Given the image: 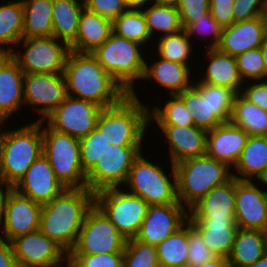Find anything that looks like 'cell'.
Listing matches in <instances>:
<instances>
[{"mask_svg": "<svg viewBox=\"0 0 267 267\" xmlns=\"http://www.w3.org/2000/svg\"><path fill=\"white\" fill-rule=\"evenodd\" d=\"M62 265H63V266H62ZM53 267H64V263L62 262L61 264L56 265V266H53Z\"/></svg>", "mask_w": 267, "mask_h": 267, "instance_id": "cell-65", "label": "cell"}, {"mask_svg": "<svg viewBox=\"0 0 267 267\" xmlns=\"http://www.w3.org/2000/svg\"><path fill=\"white\" fill-rule=\"evenodd\" d=\"M66 187L56 178L48 159L42 154L14 186L21 195L41 205L50 202Z\"/></svg>", "mask_w": 267, "mask_h": 267, "instance_id": "cell-19", "label": "cell"}, {"mask_svg": "<svg viewBox=\"0 0 267 267\" xmlns=\"http://www.w3.org/2000/svg\"><path fill=\"white\" fill-rule=\"evenodd\" d=\"M256 180H258V182L262 183V184H260L261 186L264 185L263 187L266 186V188H267V166L264 168L263 172L256 178Z\"/></svg>", "mask_w": 267, "mask_h": 267, "instance_id": "cell-57", "label": "cell"}, {"mask_svg": "<svg viewBox=\"0 0 267 267\" xmlns=\"http://www.w3.org/2000/svg\"><path fill=\"white\" fill-rule=\"evenodd\" d=\"M170 167L171 176L141 153L129 170L125 183L128 187L124 185L122 188L132 195L141 197L149 205L175 203L177 201L176 173L174 164L171 163Z\"/></svg>", "mask_w": 267, "mask_h": 267, "instance_id": "cell-7", "label": "cell"}, {"mask_svg": "<svg viewBox=\"0 0 267 267\" xmlns=\"http://www.w3.org/2000/svg\"><path fill=\"white\" fill-rule=\"evenodd\" d=\"M127 239L94 204L87 212L75 246L68 254L123 252Z\"/></svg>", "mask_w": 267, "mask_h": 267, "instance_id": "cell-11", "label": "cell"}, {"mask_svg": "<svg viewBox=\"0 0 267 267\" xmlns=\"http://www.w3.org/2000/svg\"><path fill=\"white\" fill-rule=\"evenodd\" d=\"M189 211L177 200L170 204L149 205L135 237L144 244L157 246L188 221Z\"/></svg>", "mask_w": 267, "mask_h": 267, "instance_id": "cell-15", "label": "cell"}, {"mask_svg": "<svg viewBox=\"0 0 267 267\" xmlns=\"http://www.w3.org/2000/svg\"><path fill=\"white\" fill-rule=\"evenodd\" d=\"M183 29L209 13L210 0H178L176 4Z\"/></svg>", "mask_w": 267, "mask_h": 267, "instance_id": "cell-48", "label": "cell"}, {"mask_svg": "<svg viewBox=\"0 0 267 267\" xmlns=\"http://www.w3.org/2000/svg\"><path fill=\"white\" fill-rule=\"evenodd\" d=\"M0 267H19L10 241L0 238Z\"/></svg>", "mask_w": 267, "mask_h": 267, "instance_id": "cell-53", "label": "cell"}, {"mask_svg": "<svg viewBox=\"0 0 267 267\" xmlns=\"http://www.w3.org/2000/svg\"><path fill=\"white\" fill-rule=\"evenodd\" d=\"M142 148V145L110 144L104 159L86 174L87 188L95 193L124 186L132 164L143 153Z\"/></svg>", "mask_w": 267, "mask_h": 267, "instance_id": "cell-12", "label": "cell"}, {"mask_svg": "<svg viewBox=\"0 0 267 267\" xmlns=\"http://www.w3.org/2000/svg\"><path fill=\"white\" fill-rule=\"evenodd\" d=\"M22 38L52 36L53 0H23Z\"/></svg>", "mask_w": 267, "mask_h": 267, "instance_id": "cell-32", "label": "cell"}, {"mask_svg": "<svg viewBox=\"0 0 267 267\" xmlns=\"http://www.w3.org/2000/svg\"><path fill=\"white\" fill-rule=\"evenodd\" d=\"M102 109L91 101L67 96L44 118L43 122L56 132L68 134L80 140L96 128Z\"/></svg>", "mask_w": 267, "mask_h": 267, "instance_id": "cell-13", "label": "cell"}, {"mask_svg": "<svg viewBox=\"0 0 267 267\" xmlns=\"http://www.w3.org/2000/svg\"><path fill=\"white\" fill-rule=\"evenodd\" d=\"M177 200L189 211L212 188L229 181L232 168L207 154L174 165Z\"/></svg>", "mask_w": 267, "mask_h": 267, "instance_id": "cell-5", "label": "cell"}, {"mask_svg": "<svg viewBox=\"0 0 267 267\" xmlns=\"http://www.w3.org/2000/svg\"><path fill=\"white\" fill-rule=\"evenodd\" d=\"M79 144L81 165L87 174L100 159H104L110 142L95 128L87 136L81 138Z\"/></svg>", "mask_w": 267, "mask_h": 267, "instance_id": "cell-42", "label": "cell"}, {"mask_svg": "<svg viewBox=\"0 0 267 267\" xmlns=\"http://www.w3.org/2000/svg\"><path fill=\"white\" fill-rule=\"evenodd\" d=\"M24 8L22 1L0 4V45L9 53L23 36Z\"/></svg>", "mask_w": 267, "mask_h": 267, "instance_id": "cell-34", "label": "cell"}, {"mask_svg": "<svg viewBox=\"0 0 267 267\" xmlns=\"http://www.w3.org/2000/svg\"><path fill=\"white\" fill-rule=\"evenodd\" d=\"M158 46L156 45L157 49L156 56L172 61L175 63H181L184 65H188L190 68H194L189 63L190 57L193 56L192 50H194V46L191 44L193 41L190 40L188 34L185 29L181 31L165 36L158 37ZM193 46V47H192ZM192 55V56H191Z\"/></svg>", "mask_w": 267, "mask_h": 267, "instance_id": "cell-38", "label": "cell"}, {"mask_svg": "<svg viewBox=\"0 0 267 267\" xmlns=\"http://www.w3.org/2000/svg\"><path fill=\"white\" fill-rule=\"evenodd\" d=\"M267 0H235L233 14L235 22H242L262 16L266 11Z\"/></svg>", "mask_w": 267, "mask_h": 267, "instance_id": "cell-50", "label": "cell"}, {"mask_svg": "<svg viewBox=\"0 0 267 267\" xmlns=\"http://www.w3.org/2000/svg\"><path fill=\"white\" fill-rule=\"evenodd\" d=\"M243 82L266 80L267 73L260 48L250 49L235 57Z\"/></svg>", "mask_w": 267, "mask_h": 267, "instance_id": "cell-44", "label": "cell"}, {"mask_svg": "<svg viewBox=\"0 0 267 267\" xmlns=\"http://www.w3.org/2000/svg\"><path fill=\"white\" fill-rule=\"evenodd\" d=\"M261 52L263 55V61H264V65H265L266 73H267V37L265 38L263 45L261 46Z\"/></svg>", "mask_w": 267, "mask_h": 267, "instance_id": "cell-59", "label": "cell"}, {"mask_svg": "<svg viewBox=\"0 0 267 267\" xmlns=\"http://www.w3.org/2000/svg\"><path fill=\"white\" fill-rule=\"evenodd\" d=\"M146 7L141 10L145 16L151 37L155 33L157 35L156 31H158L160 37L161 35L177 33L183 29L180 15L175 5L151 3Z\"/></svg>", "mask_w": 267, "mask_h": 267, "instance_id": "cell-35", "label": "cell"}, {"mask_svg": "<svg viewBox=\"0 0 267 267\" xmlns=\"http://www.w3.org/2000/svg\"><path fill=\"white\" fill-rule=\"evenodd\" d=\"M63 75L68 96L91 101L102 108L116 105L128 95L92 53L71 50Z\"/></svg>", "mask_w": 267, "mask_h": 267, "instance_id": "cell-2", "label": "cell"}, {"mask_svg": "<svg viewBox=\"0 0 267 267\" xmlns=\"http://www.w3.org/2000/svg\"><path fill=\"white\" fill-rule=\"evenodd\" d=\"M223 27L220 26L217 21L211 16L210 12L202 15L197 21L190 23L186 28L188 37L192 41V37L195 35L200 37L210 36L212 39L207 44V49L217 48L223 33Z\"/></svg>", "mask_w": 267, "mask_h": 267, "instance_id": "cell-45", "label": "cell"}, {"mask_svg": "<svg viewBox=\"0 0 267 267\" xmlns=\"http://www.w3.org/2000/svg\"><path fill=\"white\" fill-rule=\"evenodd\" d=\"M84 8L81 0H53L52 36L70 46L76 39Z\"/></svg>", "mask_w": 267, "mask_h": 267, "instance_id": "cell-29", "label": "cell"}, {"mask_svg": "<svg viewBox=\"0 0 267 267\" xmlns=\"http://www.w3.org/2000/svg\"><path fill=\"white\" fill-rule=\"evenodd\" d=\"M177 96L184 102L190 113L194 126L210 131L223 122L214 114L207 99H204L201 92L192 85Z\"/></svg>", "mask_w": 267, "mask_h": 267, "instance_id": "cell-37", "label": "cell"}, {"mask_svg": "<svg viewBox=\"0 0 267 267\" xmlns=\"http://www.w3.org/2000/svg\"><path fill=\"white\" fill-rule=\"evenodd\" d=\"M193 85L207 99L214 114L224 123L229 122L236 93L228 87L215 86L208 83L193 81Z\"/></svg>", "mask_w": 267, "mask_h": 267, "instance_id": "cell-41", "label": "cell"}, {"mask_svg": "<svg viewBox=\"0 0 267 267\" xmlns=\"http://www.w3.org/2000/svg\"><path fill=\"white\" fill-rule=\"evenodd\" d=\"M79 267H123V252L109 254H68Z\"/></svg>", "mask_w": 267, "mask_h": 267, "instance_id": "cell-47", "label": "cell"}, {"mask_svg": "<svg viewBox=\"0 0 267 267\" xmlns=\"http://www.w3.org/2000/svg\"><path fill=\"white\" fill-rule=\"evenodd\" d=\"M124 1L128 9H136V10H141L152 3V0H124Z\"/></svg>", "mask_w": 267, "mask_h": 267, "instance_id": "cell-56", "label": "cell"}, {"mask_svg": "<svg viewBox=\"0 0 267 267\" xmlns=\"http://www.w3.org/2000/svg\"><path fill=\"white\" fill-rule=\"evenodd\" d=\"M13 189L14 187L0 176V224L4 217L7 198Z\"/></svg>", "mask_w": 267, "mask_h": 267, "instance_id": "cell-54", "label": "cell"}, {"mask_svg": "<svg viewBox=\"0 0 267 267\" xmlns=\"http://www.w3.org/2000/svg\"><path fill=\"white\" fill-rule=\"evenodd\" d=\"M188 220H235V177L203 196L189 210Z\"/></svg>", "mask_w": 267, "mask_h": 267, "instance_id": "cell-22", "label": "cell"}, {"mask_svg": "<svg viewBox=\"0 0 267 267\" xmlns=\"http://www.w3.org/2000/svg\"><path fill=\"white\" fill-rule=\"evenodd\" d=\"M23 79L18 62L7 55L0 62V114L8 121L24 107Z\"/></svg>", "mask_w": 267, "mask_h": 267, "instance_id": "cell-24", "label": "cell"}, {"mask_svg": "<svg viewBox=\"0 0 267 267\" xmlns=\"http://www.w3.org/2000/svg\"><path fill=\"white\" fill-rule=\"evenodd\" d=\"M164 107L149 106V124L153 121L157 125L194 126V122L184 102L177 95H169Z\"/></svg>", "mask_w": 267, "mask_h": 267, "instance_id": "cell-40", "label": "cell"}, {"mask_svg": "<svg viewBox=\"0 0 267 267\" xmlns=\"http://www.w3.org/2000/svg\"><path fill=\"white\" fill-rule=\"evenodd\" d=\"M94 204L95 193L88 188H65L41 206L39 230L69 253Z\"/></svg>", "mask_w": 267, "mask_h": 267, "instance_id": "cell-1", "label": "cell"}, {"mask_svg": "<svg viewBox=\"0 0 267 267\" xmlns=\"http://www.w3.org/2000/svg\"><path fill=\"white\" fill-rule=\"evenodd\" d=\"M266 252L264 231L239 228L228 260L231 267H248L261 259Z\"/></svg>", "mask_w": 267, "mask_h": 267, "instance_id": "cell-30", "label": "cell"}, {"mask_svg": "<svg viewBox=\"0 0 267 267\" xmlns=\"http://www.w3.org/2000/svg\"><path fill=\"white\" fill-rule=\"evenodd\" d=\"M235 0H210V14L223 28L235 23L233 4Z\"/></svg>", "mask_w": 267, "mask_h": 267, "instance_id": "cell-52", "label": "cell"}, {"mask_svg": "<svg viewBox=\"0 0 267 267\" xmlns=\"http://www.w3.org/2000/svg\"><path fill=\"white\" fill-rule=\"evenodd\" d=\"M23 91L24 106L39 114L36 121H43L68 96L63 73H24Z\"/></svg>", "mask_w": 267, "mask_h": 267, "instance_id": "cell-14", "label": "cell"}, {"mask_svg": "<svg viewBox=\"0 0 267 267\" xmlns=\"http://www.w3.org/2000/svg\"><path fill=\"white\" fill-rule=\"evenodd\" d=\"M204 59H207L205 72L199 82L215 86L231 88L236 94L240 93L244 84L237 67L235 57L220 52L217 48L204 49ZM209 60V61H208ZM209 62V63H208Z\"/></svg>", "mask_w": 267, "mask_h": 267, "instance_id": "cell-25", "label": "cell"}, {"mask_svg": "<svg viewBox=\"0 0 267 267\" xmlns=\"http://www.w3.org/2000/svg\"><path fill=\"white\" fill-rule=\"evenodd\" d=\"M267 166V136H249L232 176L238 180H256ZM236 170V171H235ZM237 172V173H234Z\"/></svg>", "mask_w": 267, "mask_h": 267, "instance_id": "cell-31", "label": "cell"}, {"mask_svg": "<svg viewBox=\"0 0 267 267\" xmlns=\"http://www.w3.org/2000/svg\"><path fill=\"white\" fill-rule=\"evenodd\" d=\"M265 18H266V22H267V5H266V11H265Z\"/></svg>", "mask_w": 267, "mask_h": 267, "instance_id": "cell-66", "label": "cell"}, {"mask_svg": "<svg viewBox=\"0 0 267 267\" xmlns=\"http://www.w3.org/2000/svg\"><path fill=\"white\" fill-rule=\"evenodd\" d=\"M188 261L187 267H199L216 255L209 249L200 233L188 221Z\"/></svg>", "mask_w": 267, "mask_h": 267, "instance_id": "cell-46", "label": "cell"}, {"mask_svg": "<svg viewBox=\"0 0 267 267\" xmlns=\"http://www.w3.org/2000/svg\"><path fill=\"white\" fill-rule=\"evenodd\" d=\"M14 49L16 51H11L10 55L18 62L24 73L49 74L63 73L71 51L67 43L54 36L22 38Z\"/></svg>", "mask_w": 267, "mask_h": 267, "instance_id": "cell-10", "label": "cell"}, {"mask_svg": "<svg viewBox=\"0 0 267 267\" xmlns=\"http://www.w3.org/2000/svg\"><path fill=\"white\" fill-rule=\"evenodd\" d=\"M123 267H160L156 246L128 239L123 251Z\"/></svg>", "mask_w": 267, "mask_h": 267, "instance_id": "cell-43", "label": "cell"}, {"mask_svg": "<svg viewBox=\"0 0 267 267\" xmlns=\"http://www.w3.org/2000/svg\"><path fill=\"white\" fill-rule=\"evenodd\" d=\"M112 32L111 20L84 8L79 20L78 33L70 45V50L92 53L109 38Z\"/></svg>", "mask_w": 267, "mask_h": 267, "instance_id": "cell-27", "label": "cell"}, {"mask_svg": "<svg viewBox=\"0 0 267 267\" xmlns=\"http://www.w3.org/2000/svg\"><path fill=\"white\" fill-rule=\"evenodd\" d=\"M6 121H8L2 114H0V140L3 136L4 130L5 128H3L2 124L5 125L4 123H6Z\"/></svg>", "mask_w": 267, "mask_h": 267, "instance_id": "cell-61", "label": "cell"}, {"mask_svg": "<svg viewBox=\"0 0 267 267\" xmlns=\"http://www.w3.org/2000/svg\"><path fill=\"white\" fill-rule=\"evenodd\" d=\"M136 89L118 104L103 108L96 128L111 145H143L149 127V106L142 104Z\"/></svg>", "mask_w": 267, "mask_h": 267, "instance_id": "cell-3", "label": "cell"}, {"mask_svg": "<svg viewBox=\"0 0 267 267\" xmlns=\"http://www.w3.org/2000/svg\"><path fill=\"white\" fill-rule=\"evenodd\" d=\"M249 135L230 121L207 131L206 154L233 168L238 161Z\"/></svg>", "mask_w": 267, "mask_h": 267, "instance_id": "cell-23", "label": "cell"}, {"mask_svg": "<svg viewBox=\"0 0 267 267\" xmlns=\"http://www.w3.org/2000/svg\"><path fill=\"white\" fill-rule=\"evenodd\" d=\"M142 45L111 33L92 54L104 70L130 94L145 72Z\"/></svg>", "mask_w": 267, "mask_h": 267, "instance_id": "cell-6", "label": "cell"}, {"mask_svg": "<svg viewBox=\"0 0 267 267\" xmlns=\"http://www.w3.org/2000/svg\"><path fill=\"white\" fill-rule=\"evenodd\" d=\"M11 244L19 267H53L68 257L60 245L39 229L14 238Z\"/></svg>", "mask_w": 267, "mask_h": 267, "instance_id": "cell-16", "label": "cell"}, {"mask_svg": "<svg viewBox=\"0 0 267 267\" xmlns=\"http://www.w3.org/2000/svg\"><path fill=\"white\" fill-rule=\"evenodd\" d=\"M169 144L170 163L176 164L207 151V131L195 126L157 125Z\"/></svg>", "mask_w": 267, "mask_h": 267, "instance_id": "cell-21", "label": "cell"}, {"mask_svg": "<svg viewBox=\"0 0 267 267\" xmlns=\"http://www.w3.org/2000/svg\"><path fill=\"white\" fill-rule=\"evenodd\" d=\"M230 122L243 129L249 136H267V111L235 95Z\"/></svg>", "mask_w": 267, "mask_h": 267, "instance_id": "cell-33", "label": "cell"}, {"mask_svg": "<svg viewBox=\"0 0 267 267\" xmlns=\"http://www.w3.org/2000/svg\"><path fill=\"white\" fill-rule=\"evenodd\" d=\"M145 59V72L142 80L149 79L159 84L158 86L168 89L170 94L177 95L193 85L190 76H193L192 69L188 65L175 63L158 57V60H151V65ZM154 62V63H153ZM191 74V75H190Z\"/></svg>", "mask_w": 267, "mask_h": 267, "instance_id": "cell-26", "label": "cell"}, {"mask_svg": "<svg viewBox=\"0 0 267 267\" xmlns=\"http://www.w3.org/2000/svg\"><path fill=\"white\" fill-rule=\"evenodd\" d=\"M200 233L209 249L219 257L228 258L239 229L235 220H188Z\"/></svg>", "mask_w": 267, "mask_h": 267, "instance_id": "cell-28", "label": "cell"}, {"mask_svg": "<svg viewBox=\"0 0 267 267\" xmlns=\"http://www.w3.org/2000/svg\"><path fill=\"white\" fill-rule=\"evenodd\" d=\"M248 267H267V252L261 259Z\"/></svg>", "mask_w": 267, "mask_h": 267, "instance_id": "cell-58", "label": "cell"}, {"mask_svg": "<svg viewBox=\"0 0 267 267\" xmlns=\"http://www.w3.org/2000/svg\"><path fill=\"white\" fill-rule=\"evenodd\" d=\"M264 233H265V239H266V249H267V227H266V229L264 230Z\"/></svg>", "mask_w": 267, "mask_h": 267, "instance_id": "cell-64", "label": "cell"}, {"mask_svg": "<svg viewBox=\"0 0 267 267\" xmlns=\"http://www.w3.org/2000/svg\"><path fill=\"white\" fill-rule=\"evenodd\" d=\"M10 53L0 45V62Z\"/></svg>", "mask_w": 267, "mask_h": 267, "instance_id": "cell-62", "label": "cell"}, {"mask_svg": "<svg viewBox=\"0 0 267 267\" xmlns=\"http://www.w3.org/2000/svg\"><path fill=\"white\" fill-rule=\"evenodd\" d=\"M84 6L87 10L112 22L129 10L124 0H87Z\"/></svg>", "mask_w": 267, "mask_h": 267, "instance_id": "cell-49", "label": "cell"}, {"mask_svg": "<svg viewBox=\"0 0 267 267\" xmlns=\"http://www.w3.org/2000/svg\"><path fill=\"white\" fill-rule=\"evenodd\" d=\"M41 206L13 189L6 201L0 224V238L11 242L16 237L37 231L40 226Z\"/></svg>", "mask_w": 267, "mask_h": 267, "instance_id": "cell-18", "label": "cell"}, {"mask_svg": "<svg viewBox=\"0 0 267 267\" xmlns=\"http://www.w3.org/2000/svg\"><path fill=\"white\" fill-rule=\"evenodd\" d=\"M199 267H231L228 258L216 256L214 259L203 263Z\"/></svg>", "mask_w": 267, "mask_h": 267, "instance_id": "cell-55", "label": "cell"}, {"mask_svg": "<svg viewBox=\"0 0 267 267\" xmlns=\"http://www.w3.org/2000/svg\"><path fill=\"white\" fill-rule=\"evenodd\" d=\"M254 183L257 182L235 178V223L239 228L264 231L267 227V192Z\"/></svg>", "mask_w": 267, "mask_h": 267, "instance_id": "cell-17", "label": "cell"}, {"mask_svg": "<svg viewBox=\"0 0 267 267\" xmlns=\"http://www.w3.org/2000/svg\"><path fill=\"white\" fill-rule=\"evenodd\" d=\"M42 154V121L4 130L0 140V176L14 187Z\"/></svg>", "mask_w": 267, "mask_h": 267, "instance_id": "cell-4", "label": "cell"}, {"mask_svg": "<svg viewBox=\"0 0 267 267\" xmlns=\"http://www.w3.org/2000/svg\"><path fill=\"white\" fill-rule=\"evenodd\" d=\"M245 82L240 94L249 102L267 111V79L252 82Z\"/></svg>", "mask_w": 267, "mask_h": 267, "instance_id": "cell-51", "label": "cell"}, {"mask_svg": "<svg viewBox=\"0 0 267 267\" xmlns=\"http://www.w3.org/2000/svg\"><path fill=\"white\" fill-rule=\"evenodd\" d=\"M112 30L116 35L142 46L147 45L150 40L152 42L153 39L142 10L129 9L124 12L112 22Z\"/></svg>", "mask_w": 267, "mask_h": 267, "instance_id": "cell-39", "label": "cell"}, {"mask_svg": "<svg viewBox=\"0 0 267 267\" xmlns=\"http://www.w3.org/2000/svg\"><path fill=\"white\" fill-rule=\"evenodd\" d=\"M160 267H187L188 221L156 246Z\"/></svg>", "mask_w": 267, "mask_h": 267, "instance_id": "cell-36", "label": "cell"}, {"mask_svg": "<svg viewBox=\"0 0 267 267\" xmlns=\"http://www.w3.org/2000/svg\"><path fill=\"white\" fill-rule=\"evenodd\" d=\"M266 37L267 22L265 15H262L225 27L217 49L236 57L247 50L260 48Z\"/></svg>", "mask_w": 267, "mask_h": 267, "instance_id": "cell-20", "label": "cell"}, {"mask_svg": "<svg viewBox=\"0 0 267 267\" xmlns=\"http://www.w3.org/2000/svg\"><path fill=\"white\" fill-rule=\"evenodd\" d=\"M177 2L178 0H152V3H155V4L175 5V6Z\"/></svg>", "mask_w": 267, "mask_h": 267, "instance_id": "cell-60", "label": "cell"}, {"mask_svg": "<svg viewBox=\"0 0 267 267\" xmlns=\"http://www.w3.org/2000/svg\"><path fill=\"white\" fill-rule=\"evenodd\" d=\"M43 154L56 178L66 188H87L86 173L80 161L79 139L59 133L42 121Z\"/></svg>", "mask_w": 267, "mask_h": 267, "instance_id": "cell-8", "label": "cell"}, {"mask_svg": "<svg viewBox=\"0 0 267 267\" xmlns=\"http://www.w3.org/2000/svg\"><path fill=\"white\" fill-rule=\"evenodd\" d=\"M95 205L127 240L137 236L149 206L141 197L123 188L95 192Z\"/></svg>", "mask_w": 267, "mask_h": 267, "instance_id": "cell-9", "label": "cell"}, {"mask_svg": "<svg viewBox=\"0 0 267 267\" xmlns=\"http://www.w3.org/2000/svg\"><path fill=\"white\" fill-rule=\"evenodd\" d=\"M66 265L65 267H79L76 263H74L69 257L64 261ZM67 262V263H66Z\"/></svg>", "mask_w": 267, "mask_h": 267, "instance_id": "cell-63", "label": "cell"}]
</instances>
